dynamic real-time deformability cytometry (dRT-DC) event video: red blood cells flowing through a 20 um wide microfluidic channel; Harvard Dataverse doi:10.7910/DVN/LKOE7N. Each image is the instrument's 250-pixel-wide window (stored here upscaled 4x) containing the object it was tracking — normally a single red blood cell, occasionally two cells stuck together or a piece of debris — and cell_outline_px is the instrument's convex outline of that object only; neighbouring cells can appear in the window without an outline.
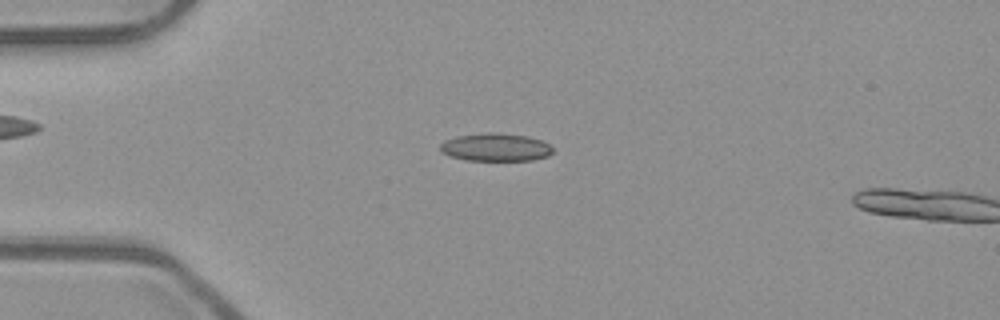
{"species": "common noctule bat (a hibernating species)", "species_latin": "Nyctalus noctula", "temperature_condition": "room temperature", "stored_images_in_passage": 52, "camera_frame_rate_fps": 3000, "um_per_image_px": 0.085, "animal": {"sex": "male", "body_mass_g": 23.1, "forearm_length_mm": 52.7}, "frame": {"image": 1, "passage_image": 13, "time_ms": 4.0, "image_size_px": [1000, 320], "cell_outline_px": [[552, 152], [548, 156], [532, 160], [468, 160], [448, 156], [440, 152], [440, 144], [444, 140], [456, 136], [488, 132], [496, 132], [528, 136], [540, 140], [548, 144], [552, 148]], "centroid_in_image_um": [42.08, 12.51], "position_along_channel_um": 42.9, "area_um2": 18.38}}
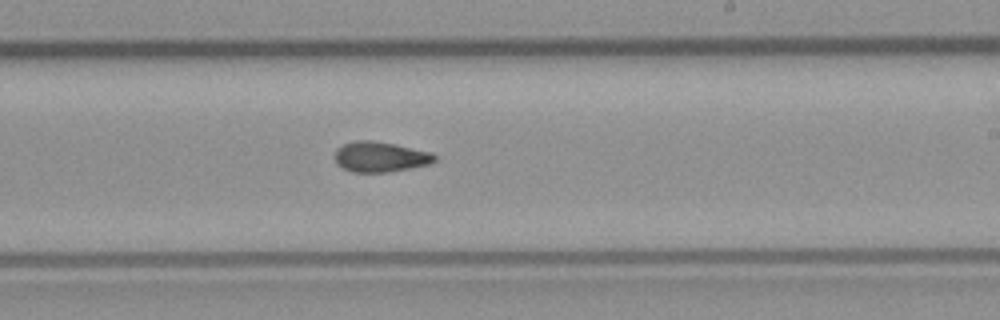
{"frame": {"image": 2, "passage_image": 31, "time_ms": 10.0, "image_size_px": [1000, 320], "cell_outline_px": [[436, 160], [428, 164], [388, 172], [352, 172], [336, 164], [336, 148], [344, 144], [356, 140], [372, 140], [396, 144], [432, 152], [436, 156]], "centroid_in_image_um": [32.32, 13.32], "position_along_channel_um": 256.7, "area_um2": 17.57}}
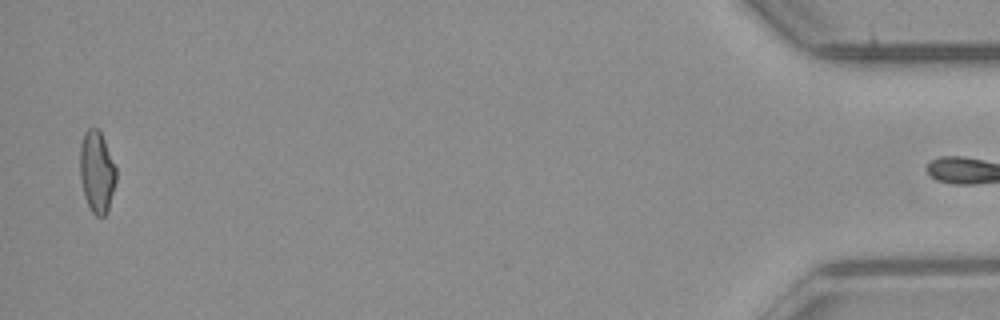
{"frame": {"image": 3, "passage_image": 51, "time_ms": 16.667, "image_size_px": [1000, 320], "cell_outline_px": [[116, 180], [108, 208], [104, 216], [96, 216], [92, 212], [84, 196], [80, 176], [80, 144], [84, 132], [88, 128], [96, 128], [100, 132], [104, 140], [116, 168]], "centroid_in_image_um": [8.21, 14.59], "position_along_channel_um": 427.0, "area_um2": 16.99}, "authors_computed_cell_mechanics": {"area_um2": 17.4845, "velocity_mm_per_s": 3.9629, "shape_relaxation_time_tau1_ms": 8.7733, "shape_relaxation_time_tau2_ms": 2.5119, "deformation_change_tau1": 0.175, "deformation_change_tau2": 0.0785}}